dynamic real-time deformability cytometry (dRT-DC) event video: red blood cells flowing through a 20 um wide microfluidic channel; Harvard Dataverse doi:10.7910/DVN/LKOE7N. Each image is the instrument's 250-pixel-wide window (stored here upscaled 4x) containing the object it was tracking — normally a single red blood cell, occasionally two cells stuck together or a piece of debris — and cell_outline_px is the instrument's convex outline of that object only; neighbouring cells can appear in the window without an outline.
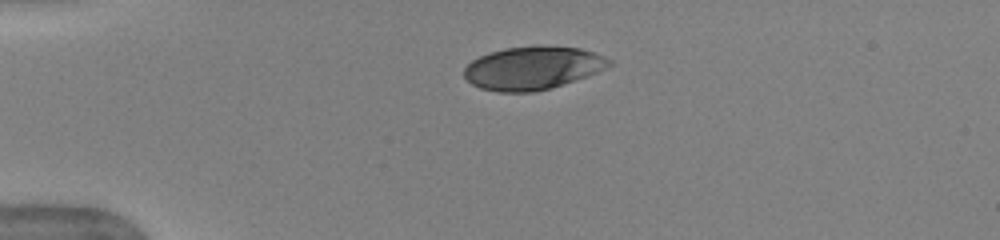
{"species": "human", "species_latin": "Homo sapiens", "temperature_condition": "warm", "stored_images_in_passage": 20, "camera_frame_rate_fps": 3000, "um_per_image_px": 0.085, "donor": {"sex": "female"}, "frame": {"image": 1, "passage_image": 1, "time_ms": 0.0, "image_size_px": [1000, 240], "cell_outline_px": [[612, 64], [596, 72], [552, 88], [532, 92], [496, 92], [480, 88], [472, 84], [464, 76], [464, 68], [472, 60], [480, 56], [504, 48], [536, 44], [540, 44], [580, 48], [604, 56], [612, 60]], "centroid_in_image_um": [45.26, 5.76], "position_along_channel_um": 39.7, "area_um2": 36.59}}